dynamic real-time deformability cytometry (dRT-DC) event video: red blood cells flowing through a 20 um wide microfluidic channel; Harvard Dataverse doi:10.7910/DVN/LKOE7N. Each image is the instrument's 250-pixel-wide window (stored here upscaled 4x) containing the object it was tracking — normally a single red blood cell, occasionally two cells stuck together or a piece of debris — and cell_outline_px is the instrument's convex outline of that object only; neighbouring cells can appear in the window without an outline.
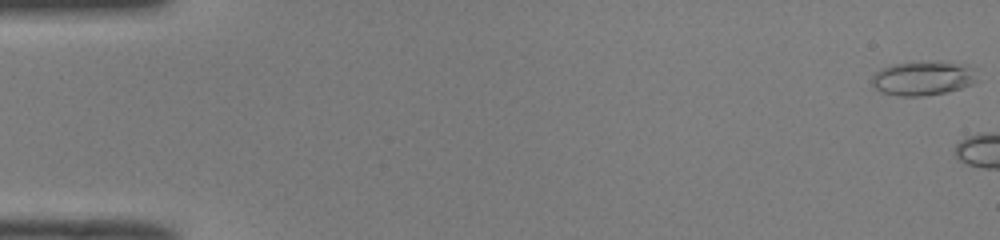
{"species": "common noctule bat (a hibernating species)", "species_latin": "Nyctalus noctula", "temperature_condition": "room temperature", "stored_images_in_passage": 4, "camera_frame_rate_fps": 3000, "um_per_image_px": 0.085, "animal": {"sex": "male", "body_mass_g": 19.0, "forearm_length_mm": 50.8}, "frame": {"image": 1, "passage_image": 1, "time_ms": 0.0, "image_size_px": [1000, 240], "cell_outline_px": [[972, 84], [960, 88], [944, 92], [920, 96], [900, 96], [880, 92], [872, 84], [872, 76], [876, 72], [892, 64], [968, 64], [972, 68]], "centroid_in_image_um": [78.36, 6.7], "position_along_channel_um": 6.6, "area_um2": 19.65}}